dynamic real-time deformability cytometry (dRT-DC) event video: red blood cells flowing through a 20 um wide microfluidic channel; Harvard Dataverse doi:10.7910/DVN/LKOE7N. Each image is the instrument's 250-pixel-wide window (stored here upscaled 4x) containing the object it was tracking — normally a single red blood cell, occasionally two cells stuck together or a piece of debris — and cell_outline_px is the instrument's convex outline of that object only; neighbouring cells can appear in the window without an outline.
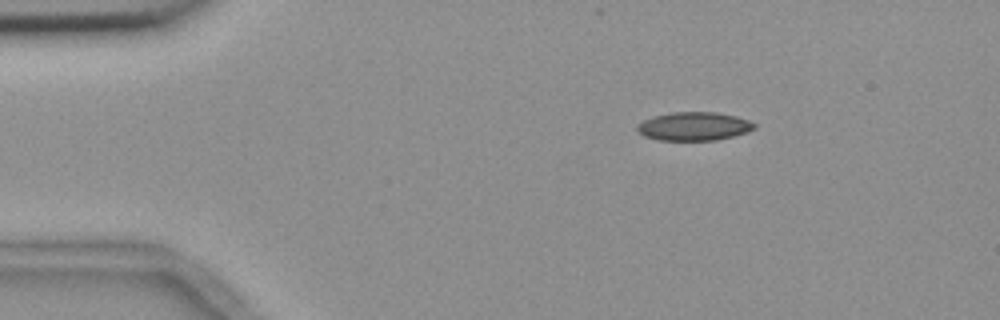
{"species": "common noctule bat (a hibernating species)", "species_latin": "Nyctalus noctula", "temperature_condition": "room temperature", "stored_images_in_passage": 35, "camera_frame_rate_fps": 3000, "um_per_image_px": 0.085, "animal": {"sex": "female", "body_mass_g": 18.4}, "frame": {"image": 1, "passage_image": 2, "time_ms": 0.333, "image_size_px": [1000, 320], "cell_outline_px": [[756, 128], [748, 132], [716, 140], [660, 140], [644, 136], [636, 128], [636, 124], [652, 116], [672, 112], [716, 112], [736, 116], [748, 120], [756, 124]], "centroid_in_image_um": [58.99, 10.73], "position_along_channel_um": 26.0, "area_um2": 19.48}}
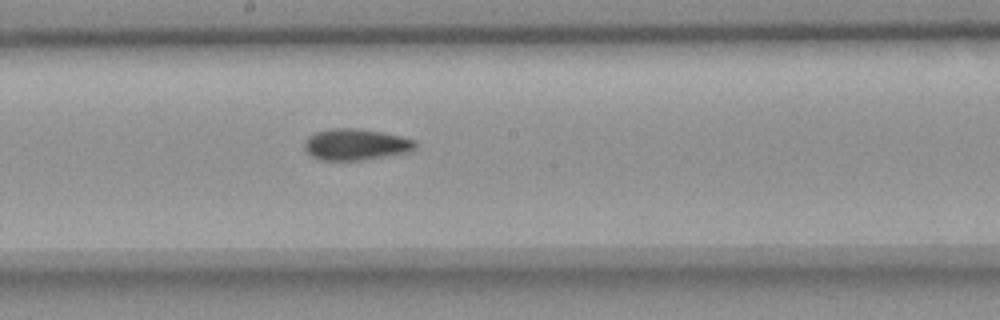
{"frame": {"image": 2, "passage_image": 23, "time_ms": 7.333, "image_size_px": [1000, 320], "cell_outline_px": [[416, 148], [408, 152], [360, 160], [320, 160], [312, 156], [304, 148], [304, 144], [308, 136], [316, 132], [332, 128], [356, 128], [384, 132], [416, 140]], "centroid_in_image_um": [30.24, 12.27], "position_along_channel_um": 218.0, "area_um2": 20.17}}
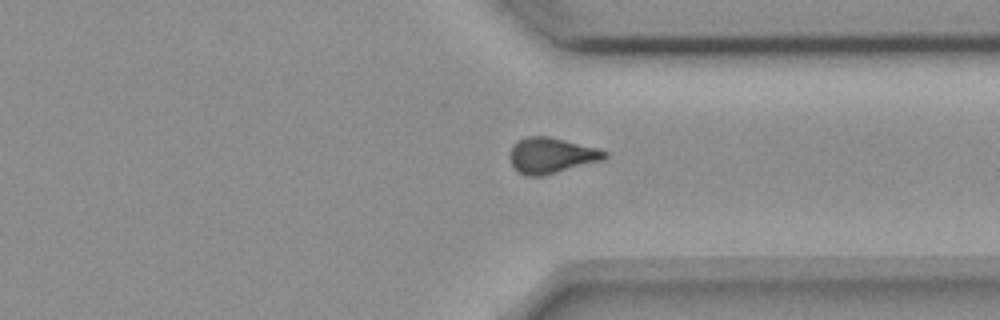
{"frame": {"image": 3, "passage_image": 35, "time_ms": 11.333, "image_size_px": [1000, 320], "cell_outline_px": [[608, 156], [604, 160], [540, 176], [524, 176], [516, 172], [508, 156], [512, 148], [520, 140], [528, 136], [548, 136], [596, 148], [608, 152]], "centroid_in_image_um": [46.85, 13.23], "position_along_channel_um": 364.5, "area_um2": 19.54}, "authors_computed_cell_mechanics": {"area_um2": 19.8832, "velocity_mm_per_s": 3.652, "shape_relaxation_time_tau1_ms": null, "shape_relaxation_time_tau2_ms": 3.1691, "deformation_change_tau1": null, "deformation_change_tau2": 0.1004}}